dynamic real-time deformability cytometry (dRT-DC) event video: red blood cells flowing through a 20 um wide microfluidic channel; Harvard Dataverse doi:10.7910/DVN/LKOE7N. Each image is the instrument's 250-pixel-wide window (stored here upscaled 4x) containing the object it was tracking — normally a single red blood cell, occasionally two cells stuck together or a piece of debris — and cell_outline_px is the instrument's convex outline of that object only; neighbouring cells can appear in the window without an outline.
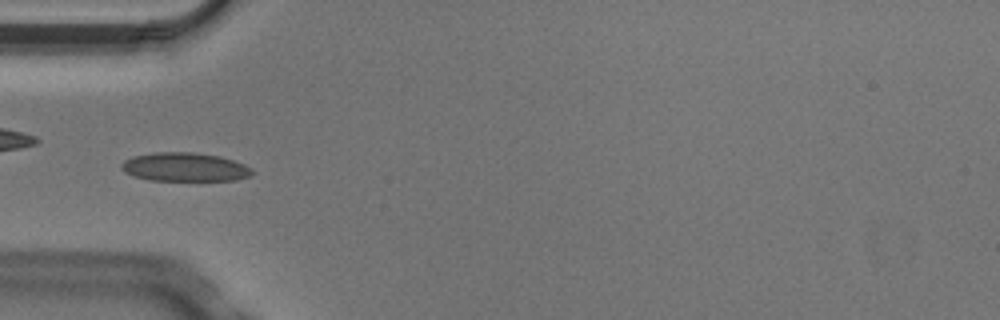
{"species": "Egyptian fruit bat (a non-hibernating species)", "species_latin": "Rousettus aegyptiacus", "temperature_condition": "cold", "stored_images_in_passage": 5, "camera_frame_rate_fps": 3000, "um_per_image_px": 0.085, "animal": {"sex": "male"}, "frame": {"image": 1, "passage_image": 5, "time_ms": 1.333, "image_size_px": [1000, 320], "cell_outline_px": [[252, 176], [236, 180], [148, 180], [124, 172], [120, 168], [120, 164], [124, 160], [132, 156], [156, 152], [192, 152], [220, 156], [244, 164], [252, 168]], "centroid_in_image_um": [15.69, 14.19], "position_along_channel_um": 69.3, "area_um2": 21.91}}